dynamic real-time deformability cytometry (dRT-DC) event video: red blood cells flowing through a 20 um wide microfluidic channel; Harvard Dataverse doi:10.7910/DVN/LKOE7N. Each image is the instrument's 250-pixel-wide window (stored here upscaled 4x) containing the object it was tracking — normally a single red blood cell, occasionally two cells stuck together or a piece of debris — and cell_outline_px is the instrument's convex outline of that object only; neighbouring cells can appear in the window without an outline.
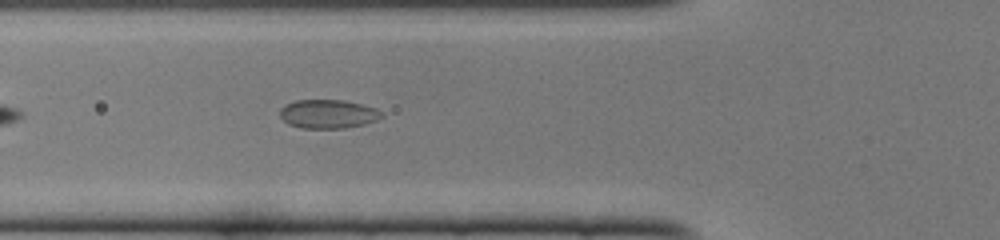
{"species": "common noctule bat (a hibernating species)", "species_latin": "Nyctalus noctula", "temperature_condition": "cold", "stored_images_in_passage": 36, "camera_frame_rate_fps": 3000, "um_per_image_px": 0.085, "animal": {"sex": "female", "body_mass_g": 22.0, "forearm_length_mm": 56.7}, "frame": {"image": 1, "passage_image": 6, "time_ms": 1.667, "image_size_px": [1000, 240], "cell_outline_px": [[384, 116], [376, 120], [364, 124], [344, 128], [300, 128], [288, 124], [280, 116], [280, 108], [284, 104], [296, 100], [344, 100], [376, 108], [384, 112]], "centroid_in_image_um": [27.88, 9.68], "position_along_channel_um": 97.9, "area_um2": 17.17}}
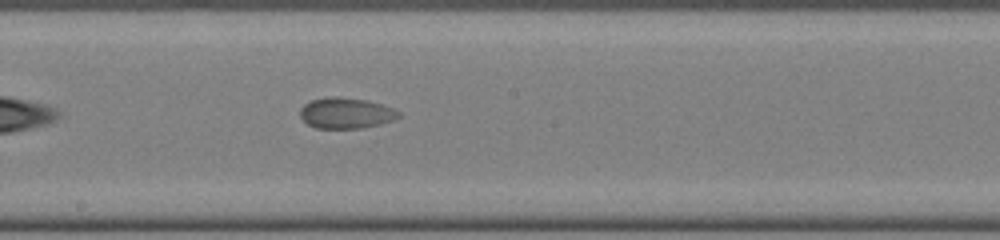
{"frame": {"image": 2, "passage_image": 15, "time_ms": 4.667, "image_size_px": [1000, 240], "cell_outline_px": [[400, 116], [396, 120], [364, 128], [316, 128], [308, 124], [300, 116], [300, 108], [304, 104], [312, 100], [328, 96], [336, 96], [368, 100], [392, 108], [400, 112]], "centroid_in_image_um": [29.42, 9.61], "position_along_channel_um": 218.8, "area_um2": 17.8}}
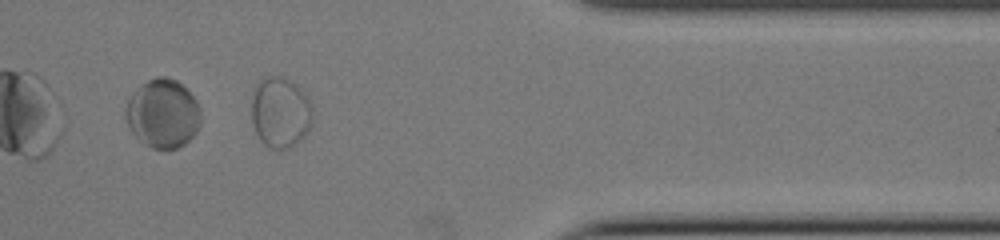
{"frame": {"image": 3, "passage_image": 29, "time_ms": 9.333, "image_size_px": [1000, 240], "cell_outline_px": [[312, 124], [308, 132], [296, 144], [288, 148], [268, 148], [260, 140], [252, 124], [252, 96], [256, 84], [264, 76], [280, 76], [296, 84], [308, 96], [312, 104]], "centroid_in_image_um": [23.84, 9.55], "position_along_channel_um": 387.6, "area_um2": 25.49}}